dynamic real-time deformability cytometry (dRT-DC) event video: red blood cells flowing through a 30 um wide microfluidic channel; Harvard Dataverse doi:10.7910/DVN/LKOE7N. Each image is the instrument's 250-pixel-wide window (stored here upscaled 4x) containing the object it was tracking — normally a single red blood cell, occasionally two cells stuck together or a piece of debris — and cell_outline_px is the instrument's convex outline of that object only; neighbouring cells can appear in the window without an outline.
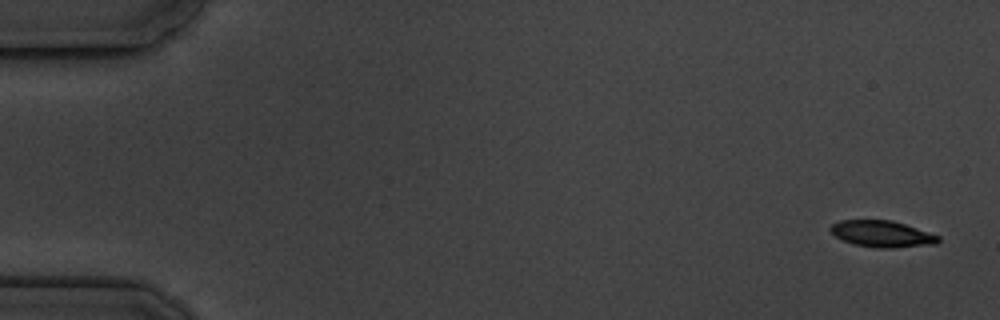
{"species": "common noctule bat (a hibernating species)", "species_latin": "Nyctalus noctula", "temperature_condition": "cold", "stored_images_in_passage": 4, "camera_frame_rate_fps": 3000, "um_per_image_px": 0.085, "animal": {"sex": "male", "body_mass_g": 19.5, "forearm_length_mm": 54.6}, "frame": {"image": 1, "passage_image": 1, "time_ms": 0.0, "image_size_px": [1000, 320], "cell_outline_px": [[940, 240], [936, 244], [892, 248], [876, 248], [856, 244], [844, 240], [836, 236], [828, 228], [832, 224], [840, 220], [892, 220], [940, 236]], "centroid_in_image_um": [74.98, 19.88], "position_along_channel_um": 10.0, "area_um2": 16.47}}
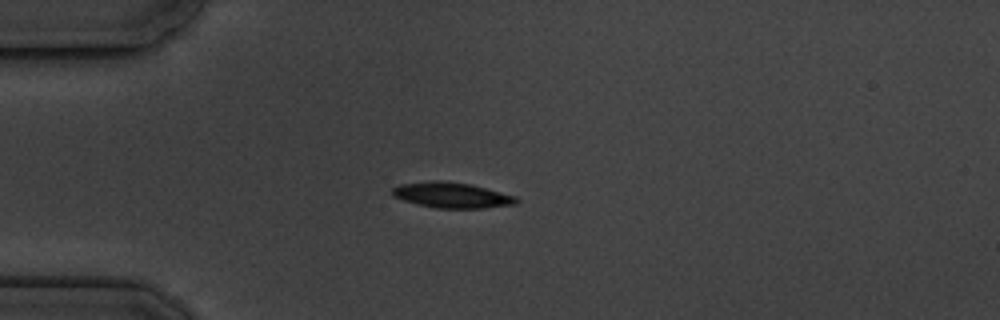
{"frame": {"image": 2, "passage_image": 4, "time_ms": 4.333, "image_size_px": [1000, 320], "cell_outline_px": [[520, 200], [516, 204], [484, 208], [436, 208], [416, 204], [392, 196], [392, 188], [400, 184], [432, 180], [440, 180], [472, 184], [516, 196]], "centroid_in_image_um": [38.41, 16.58], "position_along_channel_um": 46.6, "area_um2": 18.61}}